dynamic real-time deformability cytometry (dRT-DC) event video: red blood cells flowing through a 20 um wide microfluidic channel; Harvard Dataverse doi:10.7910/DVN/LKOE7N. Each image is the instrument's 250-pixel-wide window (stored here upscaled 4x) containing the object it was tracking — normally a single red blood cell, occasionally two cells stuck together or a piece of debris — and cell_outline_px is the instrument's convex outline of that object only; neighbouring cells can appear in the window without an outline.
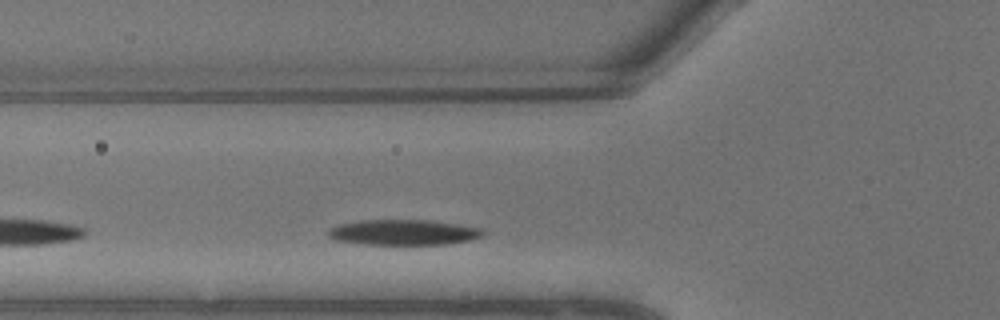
{"species": "common noctule bat (a hibernating species)", "species_latin": "Nyctalus noctula", "temperature_condition": "warm", "stored_images_in_passage": 3, "camera_frame_rate_fps": 3000, "um_per_image_px": 0.085, "animal": {"sex": "male", "body_mass_g": 13.3}, "frame": {"image": 1, "passage_image": 3, "time_ms": 0.667, "image_size_px": [1000, 320], "cell_outline_px": [[484, 232], [480, 236], [472, 240], [444, 244], [364, 244], [336, 240], [328, 236], [328, 232], [332, 228], [340, 224], [360, 220], [428, 220], [456, 224], [480, 228]], "centroid_in_image_um": [34.29, 19.75], "position_along_channel_um": 91.5, "area_um2": 22.6}}